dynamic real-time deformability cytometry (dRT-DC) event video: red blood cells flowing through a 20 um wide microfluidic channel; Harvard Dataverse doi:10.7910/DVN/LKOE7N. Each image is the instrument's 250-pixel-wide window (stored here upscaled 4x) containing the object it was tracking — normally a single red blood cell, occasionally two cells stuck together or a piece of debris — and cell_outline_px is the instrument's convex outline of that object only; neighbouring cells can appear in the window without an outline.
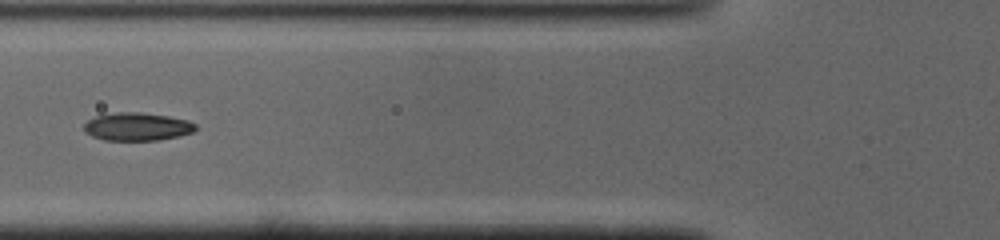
{"species": "common noctule bat (a hibernating species)", "species_latin": "Nyctalus noctula", "temperature_condition": "cold", "stored_images_in_passage": 35, "segment_of_instrument_passage": [2, 2], "camera_frame_rate_fps": 3000, "um_per_image_px": 0.085, "animal": {"sex": "male", "body_mass_g": 19.0, "forearm_length_mm": 50.8}, "frame": {"image": 1, "passage_image": 18, "time_ms": 5.667, "image_size_px": [1000, 240], "cell_outline_px": [[192, 128], [188, 132], [172, 136], [148, 140], [116, 140], [100, 136], [92, 132], [88, 128], [88, 124], [92, 120], [104, 116], [160, 116], [180, 120], [192, 124]], "centroid_in_image_um": [11.72, 10.83], "position_along_channel_um": 114.1, "area_um2": 14.68}}